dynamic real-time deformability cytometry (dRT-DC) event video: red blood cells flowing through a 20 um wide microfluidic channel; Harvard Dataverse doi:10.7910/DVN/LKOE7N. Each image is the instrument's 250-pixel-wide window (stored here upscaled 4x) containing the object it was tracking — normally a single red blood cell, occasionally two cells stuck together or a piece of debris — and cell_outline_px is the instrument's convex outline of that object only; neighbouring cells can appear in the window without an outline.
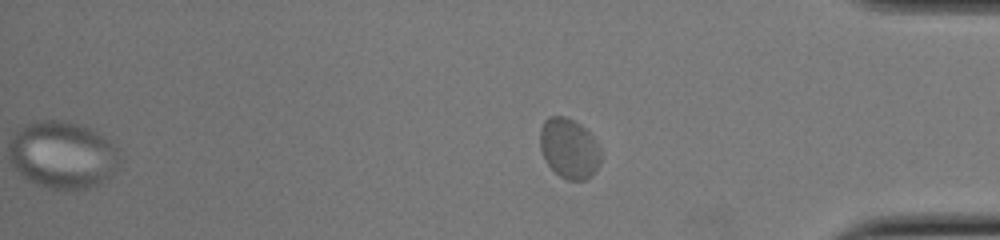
{"species": "common noctule bat (a hibernating species)", "species_latin": "Nyctalus noctula", "temperature_condition": "cold", "stored_images_in_passage": 52, "camera_frame_rate_fps": 3000, "um_per_image_px": 0.085, "animal": {"sex": "female", "body_mass_g": 22.0, "forearm_length_mm": 56.7}, "frame": {"image": 1, "passage_image": 52, "time_ms": 17.0, "image_size_px": [1000, 240], "cell_outline_px": [[600, 160], [592, 176], [584, 180], [568, 180], [560, 176], [548, 164], [540, 148], [540, 128], [544, 120], [548, 116], [564, 116], [580, 124], [596, 140], [600, 148]], "centroid_in_image_um": [48.37, 12.6], "position_along_channel_um": 386.8, "area_um2": 21.15}}